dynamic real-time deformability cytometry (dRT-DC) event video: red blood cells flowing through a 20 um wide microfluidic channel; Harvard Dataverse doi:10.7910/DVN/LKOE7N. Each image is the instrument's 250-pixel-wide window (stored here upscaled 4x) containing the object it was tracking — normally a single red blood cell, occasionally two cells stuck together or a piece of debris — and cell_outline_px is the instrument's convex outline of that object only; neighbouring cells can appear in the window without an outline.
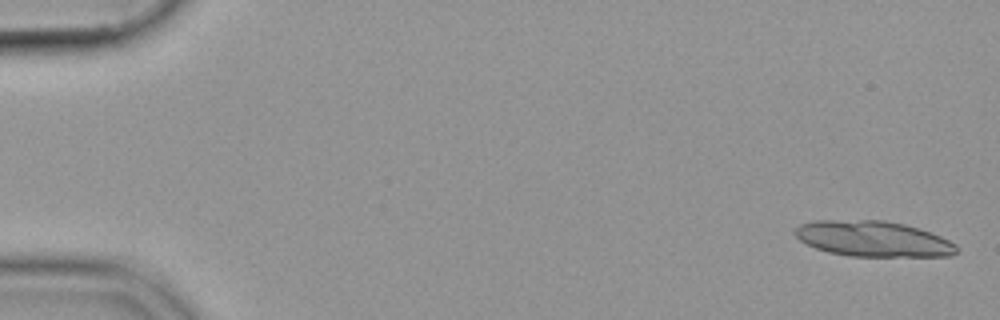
{"species": "common noctule bat (a hibernating species)", "species_latin": "Nyctalus noctula", "temperature_condition": "cold", "stored_images_in_passage": 46, "segment_of_instrument_passage": [1, 2], "camera_frame_rate_fps": 3000, "um_per_image_px": 0.085, "animal": {"sex": "female", "body_mass_g": 19.9}, "frame": {"image": 1, "passage_image": 2, "time_ms": 0.333, "image_size_px": [1000, 320], "cell_outline_px": [[960, 248], [952, 256], [848, 256], [828, 252], [816, 248], [800, 240], [792, 232], [800, 224], [816, 220], [884, 220], [904, 224], [920, 228], [932, 232], [956, 244]], "centroid_in_image_um": [74.23, 20.3], "position_along_channel_um": 10.8, "area_um2": 33.7}}